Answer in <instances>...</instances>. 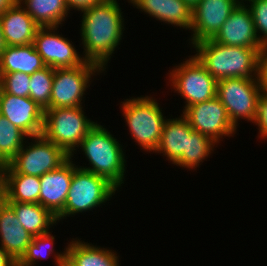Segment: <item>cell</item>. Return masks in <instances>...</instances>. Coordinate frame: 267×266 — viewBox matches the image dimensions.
Masks as SVG:
<instances>
[{
    "label": "cell",
    "mask_w": 267,
    "mask_h": 266,
    "mask_svg": "<svg viewBox=\"0 0 267 266\" xmlns=\"http://www.w3.org/2000/svg\"><path fill=\"white\" fill-rule=\"evenodd\" d=\"M243 1L231 12L213 41L228 46L263 48L259 41L250 9Z\"/></svg>",
    "instance_id": "9a60e30c"
},
{
    "label": "cell",
    "mask_w": 267,
    "mask_h": 266,
    "mask_svg": "<svg viewBox=\"0 0 267 266\" xmlns=\"http://www.w3.org/2000/svg\"><path fill=\"white\" fill-rule=\"evenodd\" d=\"M103 71L98 65L84 62L74 68H55L50 96V108L80 107L91 76Z\"/></svg>",
    "instance_id": "9c48e42d"
},
{
    "label": "cell",
    "mask_w": 267,
    "mask_h": 266,
    "mask_svg": "<svg viewBox=\"0 0 267 266\" xmlns=\"http://www.w3.org/2000/svg\"><path fill=\"white\" fill-rule=\"evenodd\" d=\"M54 239L50 232L34 236L25 253L17 261V266H34L39 259L48 257L54 252Z\"/></svg>",
    "instance_id": "f1b7e54d"
},
{
    "label": "cell",
    "mask_w": 267,
    "mask_h": 266,
    "mask_svg": "<svg viewBox=\"0 0 267 266\" xmlns=\"http://www.w3.org/2000/svg\"><path fill=\"white\" fill-rule=\"evenodd\" d=\"M7 203L14 209L22 227L33 237L48 233L57 222L56 216L39 203Z\"/></svg>",
    "instance_id": "cb8c5ba5"
},
{
    "label": "cell",
    "mask_w": 267,
    "mask_h": 266,
    "mask_svg": "<svg viewBox=\"0 0 267 266\" xmlns=\"http://www.w3.org/2000/svg\"><path fill=\"white\" fill-rule=\"evenodd\" d=\"M5 182V201L39 203L40 177L19 174L9 164L2 166Z\"/></svg>",
    "instance_id": "44dd1931"
},
{
    "label": "cell",
    "mask_w": 267,
    "mask_h": 266,
    "mask_svg": "<svg viewBox=\"0 0 267 266\" xmlns=\"http://www.w3.org/2000/svg\"><path fill=\"white\" fill-rule=\"evenodd\" d=\"M54 68L44 67L30 77L29 97L42 109L50 108V96L53 85Z\"/></svg>",
    "instance_id": "83f0119b"
},
{
    "label": "cell",
    "mask_w": 267,
    "mask_h": 266,
    "mask_svg": "<svg viewBox=\"0 0 267 266\" xmlns=\"http://www.w3.org/2000/svg\"><path fill=\"white\" fill-rule=\"evenodd\" d=\"M18 2L24 4L22 7H25L26 12L39 27H59L69 13L65 0H18Z\"/></svg>",
    "instance_id": "d4e9b609"
},
{
    "label": "cell",
    "mask_w": 267,
    "mask_h": 266,
    "mask_svg": "<svg viewBox=\"0 0 267 266\" xmlns=\"http://www.w3.org/2000/svg\"><path fill=\"white\" fill-rule=\"evenodd\" d=\"M0 25L7 46L32 44L39 28L19 2L0 14Z\"/></svg>",
    "instance_id": "e0dca14e"
},
{
    "label": "cell",
    "mask_w": 267,
    "mask_h": 266,
    "mask_svg": "<svg viewBox=\"0 0 267 266\" xmlns=\"http://www.w3.org/2000/svg\"><path fill=\"white\" fill-rule=\"evenodd\" d=\"M191 128L218 143L223 136H232L236 127L230 121L225 106L217 96L183 109Z\"/></svg>",
    "instance_id": "8fae6325"
},
{
    "label": "cell",
    "mask_w": 267,
    "mask_h": 266,
    "mask_svg": "<svg viewBox=\"0 0 267 266\" xmlns=\"http://www.w3.org/2000/svg\"><path fill=\"white\" fill-rule=\"evenodd\" d=\"M32 238L22 227L14 209L5 201L0 206V246L17 262Z\"/></svg>",
    "instance_id": "ac0fdd59"
},
{
    "label": "cell",
    "mask_w": 267,
    "mask_h": 266,
    "mask_svg": "<svg viewBox=\"0 0 267 266\" xmlns=\"http://www.w3.org/2000/svg\"><path fill=\"white\" fill-rule=\"evenodd\" d=\"M119 256L112 250L95 247L79 239L66 247V263L69 266H119Z\"/></svg>",
    "instance_id": "603a6c76"
},
{
    "label": "cell",
    "mask_w": 267,
    "mask_h": 266,
    "mask_svg": "<svg viewBox=\"0 0 267 266\" xmlns=\"http://www.w3.org/2000/svg\"><path fill=\"white\" fill-rule=\"evenodd\" d=\"M91 167L80 166L106 178L117 189L124 183L125 155L122 145L102 125L96 123L79 145Z\"/></svg>",
    "instance_id": "3957f363"
},
{
    "label": "cell",
    "mask_w": 267,
    "mask_h": 266,
    "mask_svg": "<svg viewBox=\"0 0 267 266\" xmlns=\"http://www.w3.org/2000/svg\"><path fill=\"white\" fill-rule=\"evenodd\" d=\"M65 251H63L62 253H56L54 254L53 257H55L54 260H56L55 264H57V266H69L67 263H66V249H64Z\"/></svg>",
    "instance_id": "8d00e7d4"
},
{
    "label": "cell",
    "mask_w": 267,
    "mask_h": 266,
    "mask_svg": "<svg viewBox=\"0 0 267 266\" xmlns=\"http://www.w3.org/2000/svg\"><path fill=\"white\" fill-rule=\"evenodd\" d=\"M27 135L0 115V166L9 164L24 145Z\"/></svg>",
    "instance_id": "484cf974"
},
{
    "label": "cell",
    "mask_w": 267,
    "mask_h": 266,
    "mask_svg": "<svg viewBox=\"0 0 267 266\" xmlns=\"http://www.w3.org/2000/svg\"><path fill=\"white\" fill-rule=\"evenodd\" d=\"M261 91L260 80L225 78L217 81L216 96L237 128L240 118L254 123Z\"/></svg>",
    "instance_id": "52a82bcc"
},
{
    "label": "cell",
    "mask_w": 267,
    "mask_h": 266,
    "mask_svg": "<svg viewBox=\"0 0 267 266\" xmlns=\"http://www.w3.org/2000/svg\"><path fill=\"white\" fill-rule=\"evenodd\" d=\"M240 2L241 0H200L192 8V45L212 39Z\"/></svg>",
    "instance_id": "4fadbf2b"
},
{
    "label": "cell",
    "mask_w": 267,
    "mask_h": 266,
    "mask_svg": "<svg viewBox=\"0 0 267 266\" xmlns=\"http://www.w3.org/2000/svg\"><path fill=\"white\" fill-rule=\"evenodd\" d=\"M249 1L251 5L250 9L252 19L254 21L255 30L259 41L263 44H267V0H243ZM263 35H260V34Z\"/></svg>",
    "instance_id": "4dcf8cb0"
},
{
    "label": "cell",
    "mask_w": 267,
    "mask_h": 266,
    "mask_svg": "<svg viewBox=\"0 0 267 266\" xmlns=\"http://www.w3.org/2000/svg\"><path fill=\"white\" fill-rule=\"evenodd\" d=\"M194 55L217 80L246 78L259 80V54L263 48H247L219 44L207 39L193 44Z\"/></svg>",
    "instance_id": "7a4b0ae2"
},
{
    "label": "cell",
    "mask_w": 267,
    "mask_h": 266,
    "mask_svg": "<svg viewBox=\"0 0 267 266\" xmlns=\"http://www.w3.org/2000/svg\"><path fill=\"white\" fill-rule=\"evenodd\" d=\"M122 104L123 116L136 143L145 151H156L164 123L162 110L155 99L143 96L126 99Z\"/></svg>",
    "instance_id": "5b68a950"
},
{
    "label": "cell",
    "mask_w": 267,
    "mask_h": 266,
    "mask_svg": "<svg viewBox=\"0 0 267 266\" xmlns=\"http://www.w3.org/2000/svg\"><path fill=\"white\" fill-rule=\"evenodd\" d=\"M191 8H193L200 0H184Z\"/></svg>",
    "instance_id": "ab89813d"
},
{
    "label": "cell",
    "mask_w": 267,
    "mask_h": 266,
    "mask_svg": "<svg viewBox=\"0 0 267 266\" xmlns=\"http://www.w3.org/2000/svg\"><path fill=\"white\" fill-rule=\"evenodd\" d=\"M18 0H0V14L14 6Z\"/></svg>",
    "instance_id": "74e56055"
},
{
    "label": "cell",
    "mask_w": 267,
    "mask_h": 266,
    "mask_svg": "<svg viewBox=\"0 0 267 266\" xmlns=\"http://www.w3.org/2000/svg\"><path fill=\"white\" fill-rule=\"evenodd\" d=\"M0 115L23 131L28 138L42 135L44 109L30 97L0 92Z\"/></svg>",
    "instance_id": "5bb4252c"
},
{
    "label": "cell",
    "mask_w": 267,
    "mask_h": 266,
    "mask_svg": "<svg viewBox=\"0 0 267 266\" xmlns=\"http://www.w3.org/2000/svg\"><path fill=\"white\" fill-rule=\"evenodd\" d=\"M83 107H60L44 110L42 135L73 157L89 130L96 124L84 115Z\"/></svg>",
    "instance_id": "277c9868"
},
{
    "label": "cell",
    "mask_w": 267,
    "mask_h": 266,
    "mask_svg": "<svg viewBox=\"0 0 267 266\" xmlns=\"http://www.w3.org/2000/svg\"><path fill=\"white\" fill-rule=\"evenodd\" d=\"M5 202V182L2 166H0V206Z\"/></svg>",
    "instance_id": "d590c367"
},
{
    "label": "cell",
    "mask_w": 267,
    "mask_h": 266,
    "mask_svg": "<svg viewBox=\"0 0 267 266\" xmlns=\"http://www.w3.org/2000/svg\"><path fill=\"white\" fill-rule=\"evenodd\" d=\"M59 27H39L34 38L36 51L46 66L51 68H74L85 62L71 42L55 33Z\"/></svg>",
    "instance_id": "7c38bea8"
},
{
    "label": "cell",
    "mask_w": 267,
    "mask_h": 266,
    "mask_svg": "<svg viewBox=\"0 0 267 266\" xmlns=\"http://www.w3.org/2000/svg\"><path fill=\"white\" fill-rule=\"evenodd\" d=\"M69 157L57 169L40 177L41 190L39 204L58 216L65 207L66 197L70 188L74 171L78 168Z\"/></svg>",
    "instance_id": "2e32d148"
},
{
    "label": "cell",
    "mask_w": 267,
    "mask_h": 266,
    "mask_svg": "<svg viewBox=\"0 0 267 266\" xmlns=\"http://www.w3.org/2000/svg\"><path fill=\"white\" fill-rule=\"evenodd\" d=\"M259 80L263 90H267V44L259 54Z\"/></svg>",
    "instance_id": "d6a6232c"
},
{
    "label": "cell",
    "mask_w": 267,
    "mask_h": 266,
    "mask_svg": "<svg viewBox=\"0 0 267 266\" xmlns=\"http://www.w3.org/2000/svg\"><path fill=\"white\" fill-rule=\"evenodd\" d=\"M46 67L34 44L26 46H7L0 55V73L21 72L34 74Z\"/></svg>",
    "instance_id": "7402d4cb"
},
{
    "label": "cell",
    "mask_w": 267,
    "mask_h": 266,
    "mask_svg": "<svg viewBox=\"0 0 267 266\" xmlns=\"http://www.w3.org/2000/svg\"><path fill=\"white\" fill-rule=\"evenodd\" d=\"M217 144L211 138L195 130L190 132L188 155H182L174 164L187 169H195L206 160Z\"/></svg>",
    "instance_id": "4316f807"
},
{
    "label": "cell",
    "mask_w": 267,
    "mask_h": 266,
    "mask_svg": "<svg viewBox=\"0 0 267 266\" xmlns=\"http://www.w3.org/2000/svg\"><path fill=\"white\" fill-rule=\"evenodd\" d=\"M156 20L191 29L192 8L184 0H128Z\"/></svg>",
    "instance_id": "d6986e66"
},
{
    "label": "cell",
    "mask_w": 267,
    "mask_h": 266,
    "mask_svg": "<svg viewBox=\"0 0 267 266\" xmlns=\"http://www.w3.org/2000/svg\"><path fill=\"white\" fill-rule=\"evenodd\" d=\"M30 77V74L21 72L0 73V92L29 97Z\"/></svg>",
    "instance_id": "f546056e"
},
{
    "label": "cell",
    "mask_w": 267,
    "mask_h": 266,
    "mask_svg": "<svg viewBox=\"0 0 267 266\" xmlns=\"http://www.w3.org/2000/svg\"><path fill=\"white\" fill-rule=\"evenodd\" d=\"M254 123L259 127L260 138H267V90L260 93L258 100L257 116Z\"/></svg>",
    "instance_id": "1f68e13d"
},
{
    "label": "cell",
    "mask_w": 267,
    "mask_h": 266,
    "mask_svg": "<svg viewBox=\"0 0 267 266\" xmlns=\"http://www.w3.org/2000/svg\"><path fill=\"white\" fill-rule=\"evenodd\" d=\"M102 1L103 0H65L68 10L76 9L80 12L90 9Z\"/></svg>",
    "instance_id": "836d02e7"
},
{
    "label": "cell",
    "mask_w": 267,
    "mask_h": 266,
    "mask_svg": "<svg viewBox=\"0 0 267 266\" xmlns=\"http://www.w3.org/2000/svg\"><path fill=\"white\" fill-rule=\"evenodd\" d=\"M0 266H17V262L1 246Z\"/></svg>",
    "instance_id": "e575fe53"
},
{
    "label": "cell",
    "mask_w": 267,
    "mask_h": 266,
    "mask_svg": "<svg viewBox=\"0 0 267 266\" xmlns=\"http://www.w3.org/2000/svg\"><path fill=\"white\" fill-rule=\"evenodd\" d=\"M118 4L117 0H103L82 11L80 31L84 59L103 71L123 36L124 18Z\"/></svg>",
    "instance_id": "6da1fadb"
},
{
    "label": "cell",
    "mask_w": 267,
    "mask_h": 266,
    "mask_svg": "<svg viewBox=\"0 0 267 266\" xmlns=\"http://www.w3.org/2000/svg\"><path fill=\"white\" fill-rule=\"evenodd\" d=\"M116 190L106 178L77 168L73 173L65 207L56 217L57 221L101 206L109 201Z\"/></svg>",
    "instance_id": "8992f818"
},
{
    "label": "cell",
    "mask_w": 267,
    "mask_h": 266,
    "mask_svg": "<svg viewBox=\"0 0 267 266\" xmlns=\"http://www.w3.org/2000/svg\"><path fill=\"white\" fill-rule=\"evenodd\" d=\"M169 78L175 92L186 101L184 109L216 96L217 80L204 68L195 56L175 66Z\"/></svg>",
    "instance_id": "ba28073f"
},
{
    "label": "cell",
    "mask_w": 267,
    "mask_h": 266,
    "mask_svg": "<svg viewBox=\"0 0 267 266\" xmlns=\"http://www.w3.org/2000/svg\"><path fill=\"white\" fill-rule=\"evenodd\" d=\"M191 128L188 120L179 118L167 119L163 126L161 139L155 152L163 153L174 164L182 155H188Z\"/></svg>",
    "instance_id": "ffe728a7"
},
{
    "label": "cell",
    "mask_w": 267,
    "mask_h": 266,
    "mask_svg": "<svg viewBox=\"0 0 267 266\" xmlns=\"http://www.w3.org/2000/svg\"><path fill=\"white\" fill-rule=\"evenodd\" d=\"M7 44L5 42L4 34L0 25V55L6 50Z\"/></svg>",
    "instance_id": "f35d334b"
},
{
    "label": "cell",
    "mask_w": 267,
    "mask_h": 266,
    "mask_svg": "<svg viewBox=\"0 0 267 266\" xmlns=\"http://www.w3.org/2000/svg\"><path fill=\"white\" fill-rule=\"evenodd\" d=\"M33 143L25 144L9 165L19 174L41 177L57 169L69 157L60 146L47 140L43 135L32 137Z\"/></svg>",
    "instance_id": "30bf717a"
}]
</instances>
